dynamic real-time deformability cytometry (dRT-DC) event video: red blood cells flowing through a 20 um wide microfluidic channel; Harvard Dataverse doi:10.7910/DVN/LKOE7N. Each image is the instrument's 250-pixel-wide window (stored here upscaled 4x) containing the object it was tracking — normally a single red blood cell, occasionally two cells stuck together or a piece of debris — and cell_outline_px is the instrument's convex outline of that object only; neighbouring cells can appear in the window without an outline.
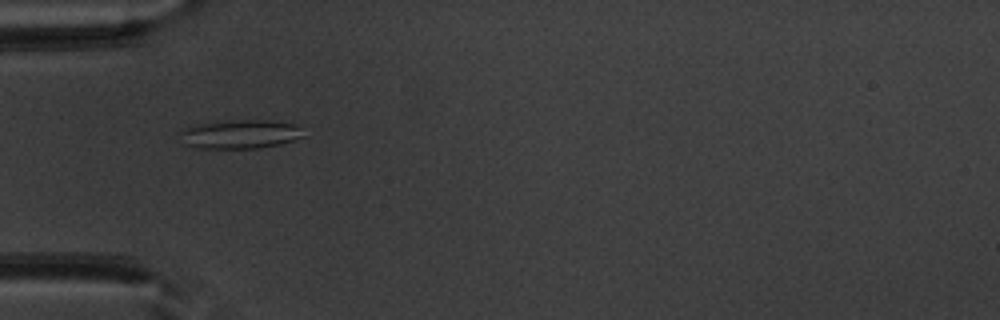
{"species": "common noctule bat (a hibernating species)", "species_latin": "Nyctalus noctula", "temperature_condition": "warm", "stored_images_in_passage": 22, "camera_frame_rate_fps": 3000, "um_per_image_px": 0.085, "animal": {"sex": "male", "body_mass_g": 20.1, "forearm_length_mm": 53.5}, "frame": {"image": 1, "passage_image": 13, "time_ms": 4.0, "image_size_px": [1000, 320], "cell_outline_px": [[304, 136], [280, 144], [260, 148], [196, 148], [184, 144], [176, 132], [180, 128], [212, 120], [268, 120], [292, 124], [300, 128]], "centroid_in_image_um": [20.27, 11.39], "position_along_channel_um": 64.7, "area_um2": 21.21}}
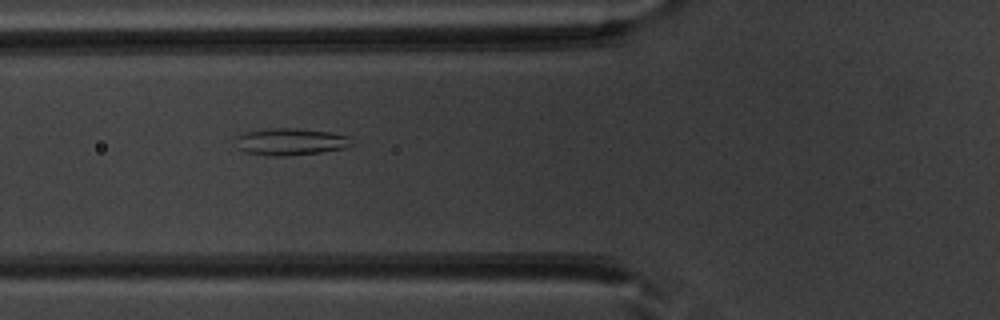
{"frame": {"image": 2, "passage_image": 16, "time_ms": 5.0, "image_size_px": [1000, 320], "cell_outline_px": [[356, 144], [344, 148], [320, 152], [284, 156], [272, 156], [244, 152], [236, 148], [236, 136], [248, 132], [268, 128], [296, 128], [328, 132], [352, 136]], "centroid_in_image_um": [24.73, 12.05], "position_along_channel_um": 101.1, "area_um2": 18.44}}